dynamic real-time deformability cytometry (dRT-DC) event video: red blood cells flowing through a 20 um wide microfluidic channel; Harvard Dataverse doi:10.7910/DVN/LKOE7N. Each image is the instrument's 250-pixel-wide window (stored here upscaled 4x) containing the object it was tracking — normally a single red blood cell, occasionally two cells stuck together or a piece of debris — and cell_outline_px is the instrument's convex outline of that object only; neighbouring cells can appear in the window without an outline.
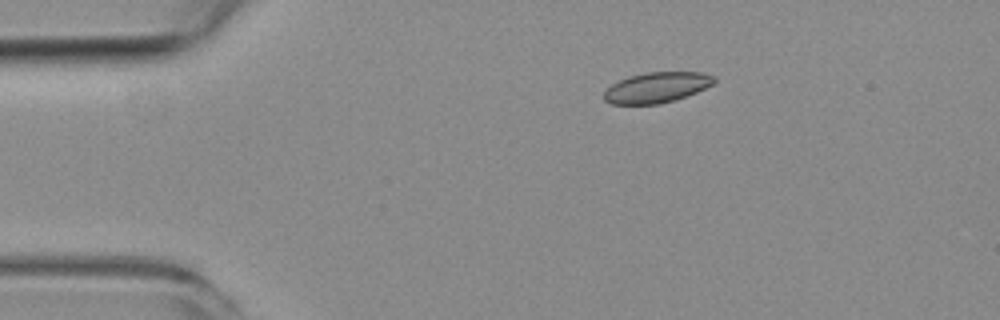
{"species": "common noctule bat (a hibernating species)", "species_latin": "Nyctalus noctula", "temperature_condition": "room temperature", "stored_images_in_passage": 3, "camera_frame_rate_fps": 3000, "um_per_image_px": 0.085, "animal": {"sex": "female", "body_mass_g": 19.3, "forearm_length_mm": 54.1}, "frame": {"image": 1, "passage_image": 3, "time_ms": 2.333, "image_size_px": [1000, 320], "cell_outline_px": [[716, 80], [712, 84], [696, 92], [660, 104], [612, 104], [604, 100], [604, 92], [612, 84], [628, 76], [644, 72], [700, 72], [716, 76]], "centroid_in_image_um": [55.81, 7.42], "position_along_channel_um": 29.2, "area_um2": 19.42}}